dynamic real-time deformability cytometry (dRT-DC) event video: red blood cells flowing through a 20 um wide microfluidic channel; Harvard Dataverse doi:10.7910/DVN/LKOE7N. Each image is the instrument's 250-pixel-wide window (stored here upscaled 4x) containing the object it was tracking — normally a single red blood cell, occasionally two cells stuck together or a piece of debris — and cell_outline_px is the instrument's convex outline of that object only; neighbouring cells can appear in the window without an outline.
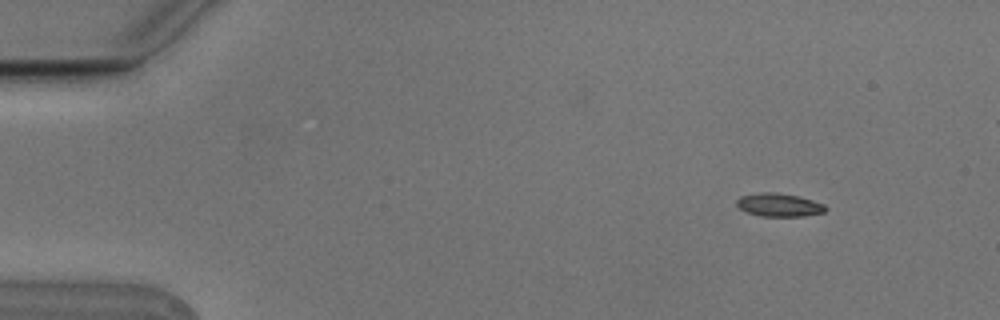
{"species": "Egyptian fruit bat (a non-hibernating species)", "species_latin": "Rousettus aegyptiacus", "temperature_condition": "cold", "stored_images_in_passage": 5, "camera_frame_rate_fps": 3000, "um_per_image_px": 0.085, "animal": {"sex": "male"}, "frame": {"image": 1, "passage_image": 2, "time_ms": 0.333, "image_size_px": [1000, 320], "cell_outline_px": [[828, 208], [824, 212], [804, 216], [760, 216], [748, 212], [740, 208], [736, 204], [736, 200], [740, 196], [760, 192], [776, 192], [800, 196], [824, 204]], "centroid_in_image_um": [66.23, 17.41], "position_along_channel_um": 18.8, "area_um2": 12.08}}
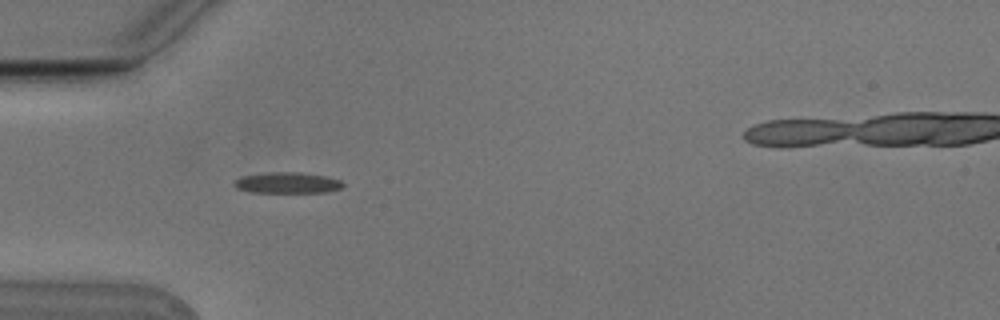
{"frame": {"image": 2, "passage_image": 5, "time_ms": 1.333, "image_size_px": [1000, 320], "cell_outline_px": [[344, 184], [340, 188], [328, 192], [252, 192], [236, 188], [232, 184], [240, 176], [268, 172], [300, 172], [324, 176], [340, 180]], "centroid_in_image_um": [24.39, 15.53], "position_along_channel_um": 60.6, "area_um2": 13.24}}